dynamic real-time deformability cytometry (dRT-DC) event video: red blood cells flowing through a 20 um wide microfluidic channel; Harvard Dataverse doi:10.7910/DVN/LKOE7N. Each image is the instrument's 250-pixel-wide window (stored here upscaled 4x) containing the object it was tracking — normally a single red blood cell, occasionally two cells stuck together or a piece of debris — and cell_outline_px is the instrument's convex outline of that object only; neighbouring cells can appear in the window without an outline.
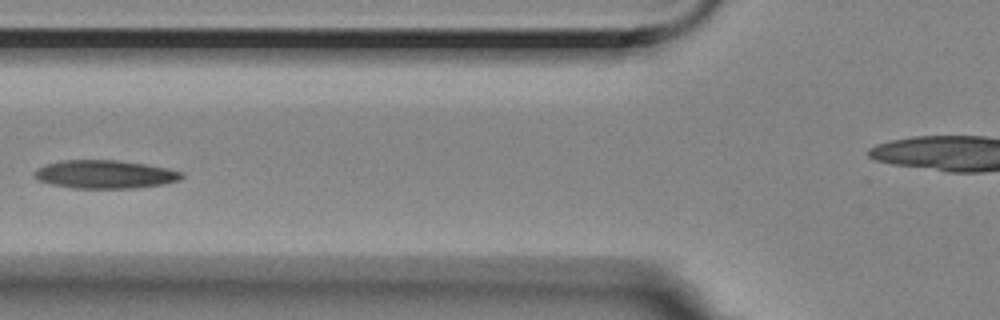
{"species": "Egyptian fruit bat (a non-hibernating species)", "species_latin": "Rousettus aegyptiacus", "temperature_condition": "room temperature", "stored_images_in_passage": 6, "camera_frame_rate_fps": 3000, "um_per_image_px": 0.085, "animal": {"sex": "female"}, "frame": {"image": 1, "passage_image": 5, "time_ms": 1.333, "image_size_px": [1000, 320], "cell_outline_px": [[184, 176], [180, 180], [164, 184], [136, 188], [72, 188], [52, 184], [36, 180], [32, 176], [32, 172], [36, 168], [44, 164], [64, 160], [116, 160], [144, 164], [184, 172]], "centroid_in_image_um": [8.86, 14.82], "position_along_channel_um": 116.9, "area_um2": 24.45}}